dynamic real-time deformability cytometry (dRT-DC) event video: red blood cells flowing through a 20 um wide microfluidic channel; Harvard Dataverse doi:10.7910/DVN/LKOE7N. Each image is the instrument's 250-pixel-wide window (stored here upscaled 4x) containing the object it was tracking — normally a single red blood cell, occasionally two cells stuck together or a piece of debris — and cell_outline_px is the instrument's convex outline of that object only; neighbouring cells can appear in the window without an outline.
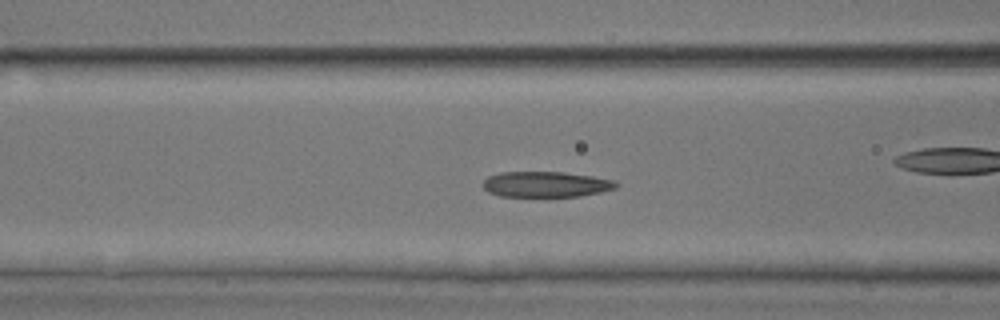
{"species": "common noctule bat (a hibernating species)", "species_latin": "Nyctalus noctula", "temperature_condition": "room temperature", "stored_images_in_passage": 51, "camera_frame_rate_fps": 3000, "um_per_image_px": 0.085, "animal": {"sex": "male", "body_mass_g": 17.9, "forearm_length_mm": 54.2}, "frame": {"image": 1, "passage_image": 22, "time_ms": 7.0, "image_size_px": [1000, 320], "cell_outline_px": [[620, 184], [616, 188], [600, 192], [580, 196], [500, 196], [488, 192], [484, 188], [484, 180], [488, 176], [500, 172], [564, 172], [592, 176], [616, 180]], "centroid_in_image_um": [46.43, 15.66], "position_along_channel_um": 120.2, "area_um2": 19.88}, "authors_computed_cell_mechanics": {"area_um2": 20.6924, "velocity_mm_per_s": 3.9656, "shape_relaxation_time_tau1_ms": 4.5492, "shape_relaxation_time_tau2_ms": 2.9546, "deformation_change_tau1": 0.1538, "deformation_change_tau2": 0.1097}}